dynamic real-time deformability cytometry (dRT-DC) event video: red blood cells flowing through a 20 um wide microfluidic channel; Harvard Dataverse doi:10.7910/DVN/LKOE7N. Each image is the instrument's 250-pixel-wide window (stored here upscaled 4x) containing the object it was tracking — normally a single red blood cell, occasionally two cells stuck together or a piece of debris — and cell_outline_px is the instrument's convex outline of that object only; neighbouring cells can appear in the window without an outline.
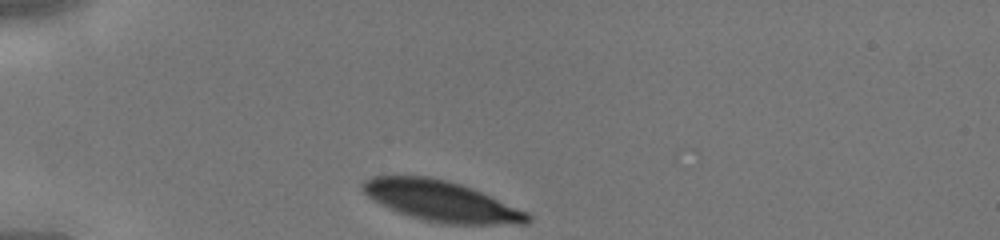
{"species": "human", "species_latin": "Homo sapiens", "temperature_condition": "cold", "stored_images_in_passage": 27, "camera_frame_rate_fps": 3000, "um_per_image_px": 0.085, "donor": {"sex": "male"}, "frame": {"image": 1, "passage_image": 1, "time_ms": 0.0, "image_size_px": [1000, 240], "cell_outline_px": [[532, 220], [528, 224], [444, 224], [424, 220], [408, 216], [380, 204], [372, 200], [360, 188], [360, 184], [364, 180], [372, 176], [428, 176], [448, 180], [472, 188], [528, 212], [532, 216]], "centroid_in_image_um": [37.5, 17.09], "position_along_channel_um": 47.5, "area_um2": 39.13}}
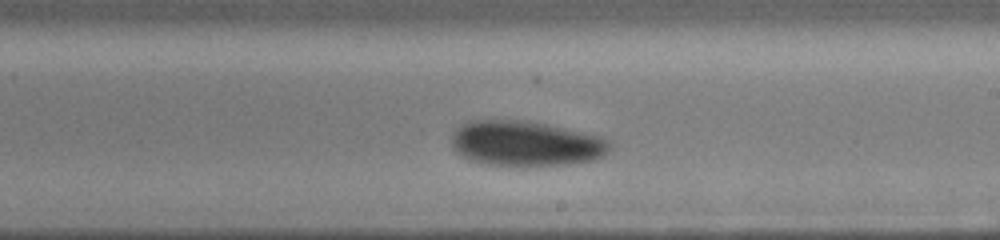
{"frame": {"image": 2, "passage_image": 16, "time_ms": 5.0, "image_size_px": [1000, 240], "cell_outline_px": [[612, 148], [608, 152], [596, 160], [572, 164], [516, 168], [484, 164], [468, 160], [460, 156], [452, 148], [452, 132], [460, 124], [468, 120], [528, 120], [600, 136], [612, 140]], "centroid_in_image_um": [44.68, 12.23], "position_along_channel_um": 244.3, "area_um2": 43.12}}
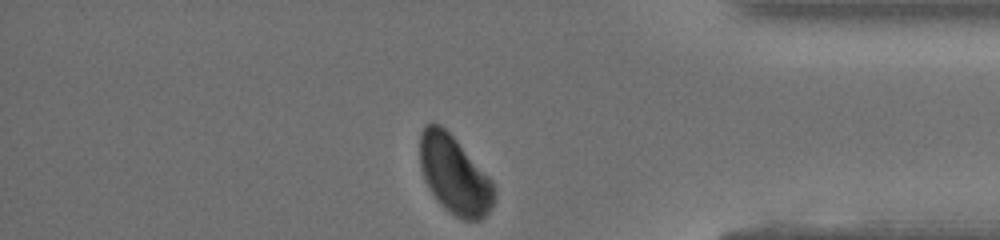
{"frame": {"image": 3, "passage_image": 27, "time_ms": 8.667, "image_size_px": [1000, 240], "cell_outline_px": [[496, 196], [492, 208], [480, 220], [464, 220], [456, 216], [444, 208], [440, 204], [424, 180], [420, 168], [420, 132], [428, 124], [440, 124], [456, 140], [496, 184]], "centroid_in_image_um": [38.65, 14.9], "position_along_channel_um": 396.5, "area_um2": 33.76}}